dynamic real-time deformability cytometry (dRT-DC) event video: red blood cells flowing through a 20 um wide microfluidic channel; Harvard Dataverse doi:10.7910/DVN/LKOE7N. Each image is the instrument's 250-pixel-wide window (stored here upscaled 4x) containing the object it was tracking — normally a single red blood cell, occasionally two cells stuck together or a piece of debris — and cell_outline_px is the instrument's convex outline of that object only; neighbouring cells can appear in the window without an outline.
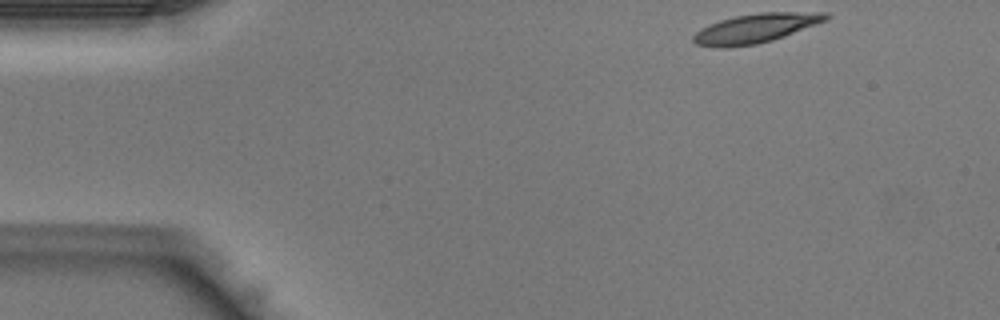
{"species": "Egyptian fruit bat (a non-hibernating species)", "species_latin": "Rousettus aegyptiacus", "temperature_condition": "warm", "stored_images_in_passage": 38, "camera_frame_rate_fps": 3000, "um_per_image_px": 0.085, "animal": {"sex": "male"}, "frame": {"image": 1, "passage_image": 1, "time_ms": 0.0, "image_size_px": [1000, 320], "cell_outline_px": [[832, 16], [828, 20], [784, 36], [772, 40], [756, 44], [728, 48], [716, 48], [696, 44], [692, 40], [692, 36], [700, 28], [708, 24], [720, 20], [736, 16], [760, 12], [828, 12]], "centroid_in_image_um": [64.23, 2.4], "position_along_channel_um": 20.8, "area_um2": 22.83}}
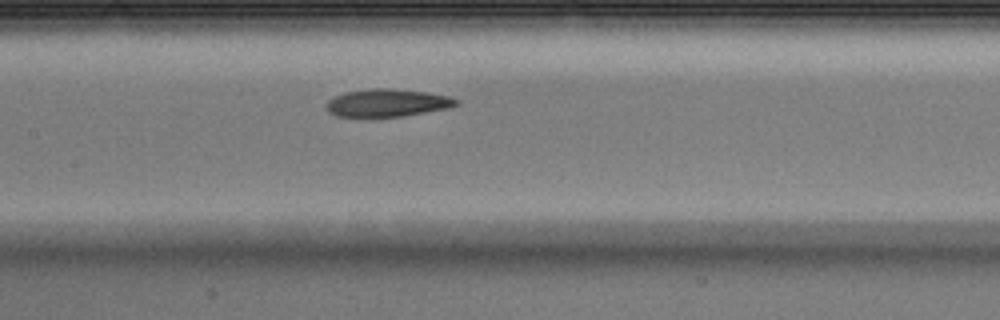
{"frame": {"image": 2, "passage_image": 16, "time_ms": 5.0, "image_size_px": [1000, 320], "cell_outline_px": [[460, 104], [452, 108], [400, 116], [336, 116], [328, 112], [328, 100], [344, 92], [368, 88], [388, 88], [428, 92], [448, 96], [460, 100]], "centroid_in_image_um": [32.99, 8.73], "position_along_channel_um": 174.4, "area_um2": 20.92}}
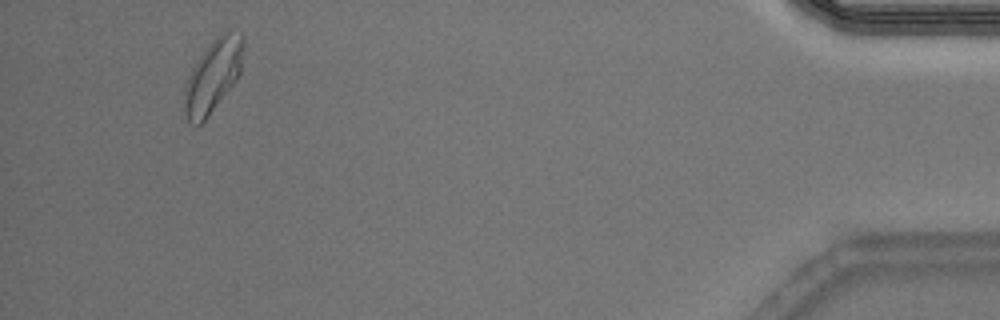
{"frame": {"image": 3, "passage_image": 36, "time_ms": 11.667, "image_size_px": [1000, 320], "cell_outline_px": [[244, 48], [240, 72], [236, 80], [208, 116], [196, 128], [188, 124], [184, 112], [184, 88], [192, 68], [208, 44], [220, 32], [240, 28], [244, 32]], "centroid_in_image_um": [18.12, 6.4], "position_along_channel_um": 417.1, "area_um2": 25.55}}